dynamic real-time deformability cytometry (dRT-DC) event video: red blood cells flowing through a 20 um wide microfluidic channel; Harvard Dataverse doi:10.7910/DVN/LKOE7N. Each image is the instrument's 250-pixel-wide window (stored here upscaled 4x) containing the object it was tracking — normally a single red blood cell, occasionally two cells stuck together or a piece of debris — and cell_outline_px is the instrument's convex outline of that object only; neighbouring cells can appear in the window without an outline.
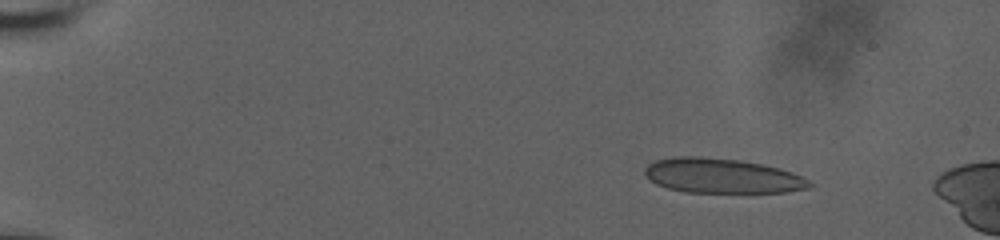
{"species": "human", "species_latin": "Homo sapiens", "temperature_condition": "room temperature", "stored_images_in_passage": 30, "camera_frame_rate_fps": 3000, "um_per_image_px": 0.085, "donor": {"sex": "male"}, "frame": {"image": 1, "passage_image": 3, "time_ms": 1.667, "image_size_px": [1000, 240], "cell_outline_px": [[816, 184], [808, 188], [784, 192], [684, 192], [668, 188], [656, 184], [644, 172], [644, 168], [648, 164], [656, 160], [676, 156], [700, 156], [740, 160], [780, 168], [792, 172]], "centroid_in_image_um": [61.37, 14.94], "position_along_channel_um": 23.6, "area_um2": 33.23}}
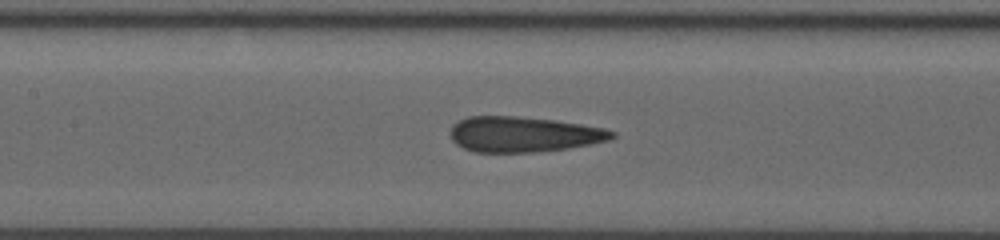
{"frame": {"image": 2, "passage_image": 19, "time_ms": 8.667, "image_size_px": [1000, 240], "cell_outline_px": [[616, 136], [608, 140], [568, 148], [536, 152], [472, 152], [456, 144], [452, 140], [448, 132], [452, 124], [468, 116], [516, 116], [556, 120], [604, 128], [616, 132]], "centroid_in_image_um": [44.45, 11.41], "position_along_channel_um": 162.9, "area_um2": 33.52}}
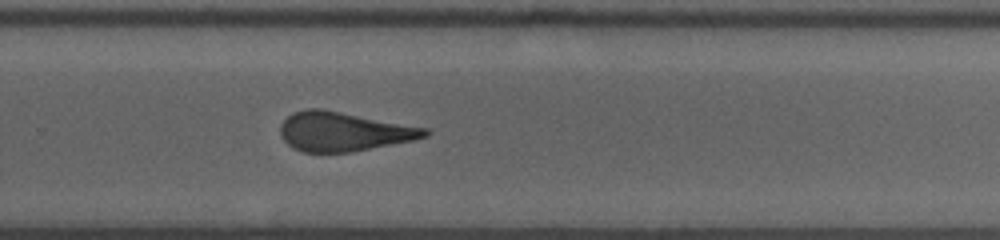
{"frame": {"image": 3, "passage_image": 29, "time_ms": 12.333, "image_size_px": [1000, 240], "cell_outline_px": [[432, 132], [428, 136], [412, 140], [352, 152], [304, 152], [292, 148], [284, 140], [280, 132], [280, 124], [292, 112], [308, 108], [324, 108], [428, 128]], "centroid_in_image_um": [29.21, 11.17], "position_along_channel_um": 300.6, "area_um2": 33.23}}